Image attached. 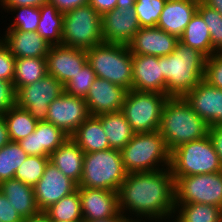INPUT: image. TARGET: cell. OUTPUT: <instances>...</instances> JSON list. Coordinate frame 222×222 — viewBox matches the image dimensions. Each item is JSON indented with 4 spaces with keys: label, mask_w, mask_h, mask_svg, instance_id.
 Returning a JSON list of instances; mask_svg holds the SVG:
<instances>
[{
    "label": "cell",
    "mask_w": 222,
    "mask_h": 222,
    "mask_svg": "<svg viewBox=\"0 0 222 222\" xmlns=\"http://www.w3.org/2000/svg\"><path fill=\"white\" fill-rule=\"evenodd\" d=\"M167 0H136L134 9L140 27H156Z\"/></svg>",
    "instance_id": "38"
},
{
    "label": "cell",
    "mask_w": 222,
    "mask_h": 222,
    "mask_svg": "<svg viewBox=\"0 0 222 222\" xmlns=\"http://www.w3.org/2000/svg\"><path fill=\"white\" fill-rule=\"evenodd\" d=\"M7 15L11 14L15 17L12 20H8L10 24L5 26L3 30H19V31H37L38 23L40 21V7L22 6V7H0ZM12 12V13H10Z\"/></svg>",
    "instance_id": "34"
},
{
    "label": "cell",
    "mask_w": 222,
    "mask_h": 222,
    "mask_svg": "<svg viewBox=\"0 0 222 222\" xmlns=\"http://www.w3.org/2000/svg\"><path fill=\"white\" fill-rule=\"evenodd\" d=\"M49 161V157L28 156L17 169L14 178L33 187L42 177Z\"/></svg>",
    "instance_id": "36"
},
{
    "label": "cell",
    "mask_w": 222,
    "mask_h": 222,
    "mask_svg": "<svg viewBox=\"0 0 222 222\" xmlns=\"http://www.w3.org/2000/svg\"><path fill=\"white\" fill-rule=\"evenodd\" d=\"M184 98L209 127L222 125V89L202 80Z\"/></svg>",
    "instance_id": "16"
},
{
    "label": "cell",
    "mask_w": 222,
    "mask_h": 222,
    "mask_svg": "<svg viewBox=\"0 0 222 222\" xmlns=\"http://www.w3.org/2000/svg\"><path fill=\"white\" fill-rule=\"evenodd\" d=\"M131 222H152V220L151 221H131Z\"/></svg>",
    "instance_id": "54"
},
{
    "label": "cell",
    "mask_w": 222,
    "mask_h": 222,
    "mask_svg": "<svg viewBox=\"0 0 222 222\" xmlns=\"http://www.w3.org/2000/svg\"><path fill=\"white\" fill-rule=\"evenodd\" d=\"M117 193L119 211L131 221H151L175 210V181L170 168L127 173Z\"/></svg>",
    "instance_id": "1"
},
{
    "label": "cell",
    "mask_w": 222,
    "mask_h": 222,
    "mask_svg": "<svg viewBox=\"0 0 222 222\" xmlns=\"http://www.w3.org/2000/svg\"><path fill=\"white\" fill-rule=\"evenodd\" d=\"M170 170L176 182L182 176L222 171V165L209 135L184 143L170 153Z\"/></svg>",
    "instance_id": "6"
},
{
    "label": "cell",
    "mask_w": 222,
    "mask_h": 222,
    "mask_svg": "<svg viewBox=\"0 0 222 222\" xmlns=\"http://www.w3.org/2000/svg\"><path fill=\"white\" fill-rule=\"evenodd\" d=\"M127 90L106 79L96 77L86 95L85 102L90 115L117 112L122 109Z\"/></svg>",
    "instance_id": "17"
},
{
    "label": "cell",
    "mask_w": 222,
    "mask_h": 222,
    "mask_svg": "<svg viewBox=\"0 0 222 222\" xmlns=\"http://www.w3.org/2000/svg\"><path fill=\"white\" fill-rule=\"evenodd\" d=\"M84 151L69 137L51 155L52 162L65 176L73 180L77 185L83 172Z\"/></svg>",
    "instance_id": "24"
},
{
    "label": "cell",
    "mask_w": 222,
    "mask_h": 222,
    "mask_svg": "<svg viewBox=\"0 0 222 222\" xmlns=\"http://www.w3.org/2000/svg\"><path fill=\"white\" fill-rule=\"evenodd\" d=\"M51 222H69V221H51Z\"/></svg>",
    "instance_id": "55"
},
{
    "label": "cell",
    "mask_w": 222,
    "mask_h": 222,
    "mask_svg": "<svg viewBox=\"0 0 222 222\" xmlns=\"http://www.w3.org/2000/svg\"><path fill=\"white\" fill-rule=\"evenodd\" d=\"M135 1L136 0H117L116 7L134 8Z\"/></svg>",
    "instance_id": "53"
},
{
    "label": "cell",
    "mask_w": 222,
    "mask_h": 222,
    "mask_svg": "<svg viewBox=\"0 0 222 222\" xmlns=\"http://www.w3.org/2000/svg\"><path fill=\"white\" fill-rule=\"evenodd\" d=\"M23 222H51V220L45 211H39L38 213L25 218Z\"/></svg>",
    "instance_id": "49"
},
{
    "label": "cell",
    "mask_w": 222,
    "mask_h": 222,
    "mask_svg": "<svg viewBox=\"0 0 222 222\" xmlns=\"http://www.w3.org/2000/svg\"><path fill=\"white\" fill-rule=\"evenodd\" d=\"M96 77L106 79L127 91L132 89V53L125 44L100 43L86 50Z\"/></svg>",
    "instance_id": "5"
},
{
    "label": "cell",
    "mask_w": 222,
    "mask_h": 222,
    "mask_svg": "<svg viewBox=\"0 0 222 222\" xmlns=\"http://www.w3.org/2000/svg\"><path fill=\"white\" fill-rule=\"evenodd\" d=\"M16 58L0 39V79L13 82Z\"/></svg>",
    "instance_id": "41"
},
{
    "label": "cell",
    "mask_w": 222,
    "mask_h": 222,
    "mask_svg": "<svg viewBox=\"0 0 222 222\" xmlns=\"http://www.w3.org/2000/svg\"><path fill=\"white\" fill-rule=\"evenodd\" d=\"M152 222H183V221L174 212L169 215H164V216H161L160 218H156L152 220Z\"/></svg>",
    "instance_id": "51"
},
{
    "label": "cell",
    "mask_w": 222,
    "mask_h": 222,
    "mask_svg": "<svg viewBox=\"0 0 222 222\" xmlns=\"http://www.w3.org/2000/svg\"><path fill=\"white\" fill-rule=\"evenodd\" d=\"M83 221H96L116 216L119 211L118 193L111 190L77 187Z\"/></svg>",
    "instance_id": "20"
},
{
    "label": "cell",
    "mask_w": 222,
    "mask_h": 222,
    "mask_svg": "<svg viewBox=\"0 0 222 222\" xmlns=\"http://www.w3.org/2000/svg\"><path fill=\"white\" fill-rule=\"evenodd\" d=\"M206 56L196 49L176 44L175 50L162 56V75L168 97H184L204 80Z\"/></svg>",
    "instance_id": "2"
},
{
    "label": "cell",
    "mask_w": 222,
    "mask_h": 222,
    "mask_svg": "<svg viewBox=\"0 0 222 222\" xmlns=\"http://www.w3.org/2000/svg\"><path fill=\"white\" fill-rule=\"evenodd\" d=\"M96 75L91 65L87 62L75 76L64 85L65 92L69 95L85 98Z\"/></svg>",
    "instance_id": "39"
},
{
    "label": "cell",
    "mask_w": 222,
    "mask_h": 222,
    "mask_svg": "<svg viewBox=\"0 0 222 222\" xmlns=\"http://www.w3.org/2000/svg\"><path fill=\"white\" fill-rule=\"evenodd\" d=\"M51 221L83 222L79 189L45 210Z\"/></svg>",
    "instance_id": "33"
},
{
    "label": "cell",
    "mask_w": 222,
    "mask_h": 222,
    "mask_svg": "<svg viewBox=\"0 0 222 222\" xmlns=\"http://www.w3.org/2000/svg\"><path fill=\"white\" fill-rule=\"evenodd\" d=\"M197 12L202 16L209 28L213 54L222 52V15L217 10L204 4L201 0H199Z\"/></svg>",
    "instance_id": "37"
},
{
    "label": "cell",
    "mask_w": 222,
    "mask_h": 222,
    "mask_svg": "<svg viewBox=\"0 0 222 222\" xmlns=\"http://www.w3.org/2000/svg\"><path fill=\"white\" fill-rule=\"evenodd\" d=\"M90 4L100 15L116 8L117 0H89Z\"/></svg>",
    "instance_id": "47"
},
{
    "label": "cell",
    "mask_w": 222,
    "mask_h": 222,
    "mask_svg": "<svg viewBox=\"0 0 222 222\" xmlns=\"http://www.w3.org/2000/svg\"><path fill=\"white\" fill-rule=\"evenodd\" d=\"M204 81L222 89V52H216L206 58Z\"/></svg>",
    "instance_id": "40"
},
{
    "label": "cell",
    "mask_w": 222,
    "mask_h": 222,
    "mask_svg": "<svg viewBox=\"0 0 222 222\" xmlns=\"http://www.w3.org/2000/svg\"><path fill=\"white\" fill-rule=\"evenodd\" d=\"M174 212L183 222H222V208L209 204H175Z\"/></svg>",
    "instance_id": "32"
},
{
    "label": "cell",
    "mask_w": 222,
    "mask_h": 222,
    "mask_svg": "<svg viewBox=\"0 0 222 222\" xmlns=\"http://www.w3.org/2000/svg\"><path fill=\"white\" fill-rule=\"evenodd\" d=\"M1 192L23 219L38 213L33 187L13 178L0 183Z\"/></svg>",
    "instance_id": "25"
},
{
    "label": "cell",
    "mask_w": 222,
    "mask_h": 222,
    "mask_svg": "<svg viewBox=\"0 0 222 222\" xmlns=\"http://www.w3.org/2000/svg\"><path fill=\"white\" fill-rule=\"evenodd\" d=\"M179 41L198 50L206 57H210L213 54L209 28L198 12L191 18L183 34L179 37Z\"/></svg>",
    "instance_id": "28"
},
{
    "label": "cell",
    "mask_w": 222,
    "mask_h": 222,
    "mask_svg": "<svg viewBox=\"0 0 222 222\" xmlns=\"http://www.w3.org/2000/svg\"><path fill=\"white\" fill-rule=\"evenodd\" d=\"M64 13L49 2L40 6V21L37 32L51 46L62 44Z\"/></svg>",
    "instance_id": "29"
},
{
    "label": "cell",
    "mask_w": 222,
    "mask_h": 222,
    "mask_svg": "<svg viewBox=\"0 0 222 222\" xmlns=\"http://www.w3.org/2000/svg\"><path fill=\"white\" fill-rule=\"evenodd\" d=\"M103 42L101 15L90 4L64 13L63 45L88 50Z\"/></svg>",
    "instance_id": "8"
},
{
    "label": "cell",
    "mask_w": 222,
    "mask_h": 222,
    "mask_svg": "<svg viewBox=\"0 0 222 222\" xmlns=\"http://www.w3.org/2000/svg\"><path fill=\"white\" fill-rule=\"evenodd\" d=\"M71 138L84 153L110 149L108 138L98 116L90 115L74 132Z\"/></svg>",
    "instance_id": "26"
},
{
    "label": "cell",
    "mask_w": 222,
    "mask_h": 222,
    "mask_svg": "<svg viewBox=\"0 0 222 222\" xmlns=\"http://www.w3.org/2000/svg\"><path fill=\"white\" fill-rule=\"evenodd\" d=\"M28 155L23 151L18 142L10 141L0 149V183L13 179L19 166Z\"/></svg>",
    "instance_id": "35"
},
{
    "label": "cell",
    "mask_w": 222,
    "mask_h": 222,
    "mask_svg": "<svg viewBox=\"0 0 222 222\" xmlns=\"http://www.w3.org/2000/svg\"><path fill=\"white\" fill-rule=\"evenodd\" d=\"M132 89L165 94L162 56L132 54Z\"/></svg>",
    "instance_id": "18"
},
{
    "label": "cell",
    "mask_w": 222,
    "mask_h": 222,
    "mask_svg": "<svg viewBox=\"0 0 222 222\" xmlns=\"http://www.w3.org/2000/svg\"><path fill=\"white\" fill-rule=\"evenodd\" d=\"M179 38L157 27H140L127 44L132 54L153 55L157 57L171 54Z\"/></svg>",
    "instance_id": "19"
},
{
    "label": "cell",
    "mask_w": 222,
    "mask_h": 222,
    "mask_svg": "<svg viewBox=\"0 0 222 222\" xmlns=\"http://www.w3.org/2000/svg\"><path fill=\"white\" fill-rule=\"evenodd\" d=\"M89 116L83 97L64 92L49 105L47 122L54 124L71 137Z\"/></svg>",
    "instance_id": "12"
},
{
    "label": "cell",
    "mask_w": 222,
    "mask_h": 222,
    "mask_svg": "<svg viewBox=\"0 0 222 222\" xmlns=\"http://www.w3.org/2000/svg\"><path fill=\"white\" fill-rule=\"evenodd\" d=\"M16 105V91L13 82L0 79V115Z\"/></svg>",
    "instance_id": "42"
},
{
    "label": "cell",
    "mask_w": 222,
    "mask_h": 222,
    "mask_svg": "<svg viewBox=\"0 0 222 222\" xmlns=\"http://www.w3.org/2000/svg\"><path fill=\"white\" fill-rule=\"evenodd\" d=\"M87 62L86 50L52 45L46 57L47 74L65 85Z\"/></svg>",
    "instance_id": "15"
},
{
    "label": "cell",
    "mask_w": 222,
    "mask_h": 222,
    "mask_svg": "<svg viewBox=\"0 0 222 222\" xmlns=\"http://www.w3.org/2000/svg\"><path fill=\"white\" fill-rule=\"evenodd\" d=\"M207 6L217 10L222 15V0H201Z\"/></svg>",
    "instance_id": "52"
},
{
    "label": "cell",
    "mask_w": 222,
    "mask_h": 222,
    "mask_svg": "<svg viewBox=\"0 0 222 222\" xmlns=\"http://www.w3.org/2000/svg\"><path fill=\"white\" fill-rule=\"evenodd\" d=\"M68 138L69 136L54 124L39 121L35 131L18 143L28 156L50 157Z\"/></svg>",
    "instance_id": "21"
},
{
    "label": "cell",
    "mask_w": 222,
    "mask_h": 222,
    "mask_svg": "<svg viewBox=\"0 0 222 222\" xmlns=\"http://www.w3.org/2000/svg\"><path fill=\"white\" fill-rule=\"evenodd\" d=\"M127 173L151 172L170 167V151L157 131L135 133L120 151Z\"/></svg>",
    "instance_id": "4"
},
{
    "label": "cell",
    "mask_w": 222,
    "mask_h": 222,
    "mask_svg": "<svg viewBox=\"0 0 222 222\" xmlns=\"http://www.w3.org/2000/svg\"><path fill=\"white\" fill-rule=\"evenodd\" d=\"M208 135L213 142L216 153L219 156L222 165V125H213L209 127Z\"/></svg>",
    "instance_id": "44"
},
{
    "label": "cell",
    "mask_w": 222,
    "mask_h": 222,
    "mask_svg": "<svg viewBox=\"0 0 222 222\" xmlns=\"http://www.w3.org/2000/svg\"><path fill=\"white\" fill-rule=\"evenodd\" d=\"M7 125L3 115H0V149L10 142Z\"/></svg>",
    "instance_id": "48"
},
{
    "label": "cell",
    "mask_w": 222,
    "mask_h": 222,
    "mask_svg": "<svg viewBox=\"0 0 222 222\" xmlns=\"http://www.w3.org/2000/svg\"><path fill=\"white\" fill-rule=\"evenodd\" d=\"M48 1L49 0H0V7H40Z\"/></svg>",
    "instance_id": "46"
},
{
    "label": "cell",
    "mask_w": 222,
    "mask_h": 222,
    "mask_svg": "<svg viewBox=\"0 0 222 222\" xmlns=\"http://www.w3.org/2000/svg\"><path fill=\"white\" fill-rule=\"evenodd\" d=\"M83 222H131V220H129L121 212H119L116 216L107 219H100L96 221H83Z\"/></svg>",
    "instance_id": "50"
},
{
    "label": "cell",
    "mask_w": 222,
    "mask_h": 222,
    "mask_svg": "<svg viewBox=\"0 0 222 222\" xmlns=\"http://www.w3.org/2000/svg\"><path fill=\"white\" fill-rule=\"evenodd\" d=\"M125 171L121 152L107 149L85 153L83 172L78 187L111 190L117 192L125 180Z\"/></svg>",
    "instance_id": "7"
},
{
    "label": "cell",
    "mask_w": 222,
    "mask_h": 222,
    "mask_svg": "<svg viewBox=\"0 0 222 222\" xmlns=\"http://www.w3.org/2000/svg\"><path fill=\"white\" fill-rule=\"evenodd\" d=\"M47 75L46 58H17L15 60L13 86L17 88L32 84Z\"/></svg>",
    "instance_id": "30"
},
{
    "label": "cell",
    "mask_w": 222,
    "mask_h": 222,
    "mask_svg": "<svg viewBox=\"0 0 222 222\" xmlns=\"http://www.w3.org/2000/svg\"><path fill=\"white\" fill-rule=\"evenodd\" d=\"M23 217L16 211L7 197L0 190V222H23Z\"/></svg>",
    "instance_id": "43"
},
{
    "label": "cell",
    "mask_w": 222,
    "mask_h": 222,
    "mask_svg": "<svg viewBox=\"0 0 222 222\" xmlns=\"http://www.w3.org/2000/svg\"><path fill=\"white\" fill-rule=\"evenodd\" d=\"M16 106L25 109L35 120L47 121L49 105L64 92V85L51 75L17 88Z\"/></svg>",
    "instance_id": "11"
},
{
    "label": "cell",
    "mask_w": 222,
    "mask_h": 222,
    "mask_svg": "<svg viewBox=\"0 0 222 222\" xmlns=\"http://www.w3.org/2000/svg\"><path fill=\"white\" fill-rule=\"evenodd\" d=\"M5 31V32H4ZM0 39L17 58H46L50 44L37 31L4 30Z\"/></svg>",
    "instance_id": "22"
},
{
    "label": "cell",
    "mask_w": 222,
    "mask_h": 222,
    "mask_svg": "<svg viewBox=\"0 0 222 222\" xmlns=\"http://www.w3.org/2000/svg\"><path fill=\"white\" fill-rule=\"evenodd\" d=\"M190 203L222 208V171L180 177L175 182V204Z\"/></svg>",
    "instance_id": "10"
},
{
    "label": "cell",
    "mask_w": 222,
    "mask_h": 222,
    "mask_svg": "<svg viewBox=\"0 0 222 222\" xmlns=\"http://www.w3.org/2000/svg\"><path fill=\"white\" fill-rule=\"evenodd\" d=\"M2 115L7 125L10 140L13 142H19L32 134L38 123L25 109L16 105Z\"/></svg>",
    "instance_id": "31"
},
{
    "label": "cell",
    "mask_w": 222,
    "mask_h": 222,
    "mask_svg": "<svg viewBox=\"0 0 222 222\" xmlns=\"http://www.w3.org/2000/svg\"><path fill=\"white\" fill-rule=\"evenodd\" d=\"M198 4L199 0H167L156 27L179 38L197 12Z\"/></svg>",
    "instance_id": "23"
},
{
    "label": "cell",
    "mask_w": 222,
    "mask_h": 222,
    "mask_svg": "<svg viewBox=\"0 0 222 222\" xmlns=\"http://www.w3.org/2000/svg\"><path fill=\"white\" fill-rule=\"evenodd\" d=\"M208 130L209 125L194 112L184 97H168L158 132L170 152L184 143L206 137Z\"/></svg>",
    "instance_id": "3"
},
{
    "label": "cell",
    "mask_w": 222,
    "mask_h": 222,
    "mask_svg": "<svg viewBox=\"0 0 222 222\" xmlns=\"http://www.w3.org/2000/svg\"><path fill=\"white\" fill-rule=\"evenodd\" d=\"M104 42L127 45L140 29L134 8L116 7L101 15Z\"/></svg>",
    "instance_id": "14"
},
{
    "label": "cell",
    "mask_w": 222,
    "mask_h": 222,
    "mask_svg": "<svg viewBox=\"0 0 222 222\" xmlns=\"http://www.w3.org/2000/svg\"><path fill=\"white\" fill-rule=\"evenodd\" d=\"M78 185L65 176L52 162H48L39 181L33 186L34 196L40 211H45L77 190Z\"/></svg>",
    "instance_id": "13"
},
{
    "label": "cell",
    "mask_w": 222,
    "mask_h": 222,
    "mask_svg": "<svg viewBox=\"0 0 222 222\" xmlns=\"http://www.w3.org/2000/svg\"><path fill=\"white\" fill-rule=\"evenodd\" d=\"M167 99L166 94L131 89L125 95L121 111L135 133L157 131Z\"/></svg>",
    "instance_id": "9"
},
{
    "label": "cell",
    "mask_w": 222,
    "mask_h": 222,
    "mask_svg": "<svg viewBox=\"0 0 222 222\" xmlns=\"http://www.w3.org/2000/svg\"><path fill=\"white\" fill-rule=\"evenodd\" d=\"M61 13L73 10L76 7L87 5L89 0H49Z\"/></svg>",
    "instance_id": "45"
},
{
    "label": "cell",
    "mask_w": 222,
    "mask_h": 222,
    "mask_svg": "<svg viewBox=\"0 0 222 222\" xmlns=\"http://www.w3.org/2000/svg\"><path fill=\"white\" fill-rule=\"evenodd\" d=\"M110 148L121 151L133 138L135 132L126 120L123 112H111L98 115Z\"/></svg>",
    "instance_id": "27"
}]
</instances>
